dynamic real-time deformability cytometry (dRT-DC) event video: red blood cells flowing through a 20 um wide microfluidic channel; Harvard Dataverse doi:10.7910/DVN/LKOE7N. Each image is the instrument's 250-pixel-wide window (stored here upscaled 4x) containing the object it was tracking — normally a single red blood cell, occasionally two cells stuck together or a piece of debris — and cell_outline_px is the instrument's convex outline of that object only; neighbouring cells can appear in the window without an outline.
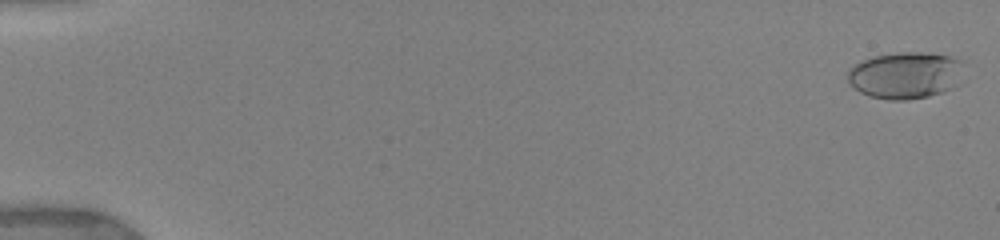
{"species": "human", "species_latin": "Homo sapiens", "temperature_condition": "warm", "stored_images_in_passage": 33, "camera_frame_rate_fps": 3000, "um_per_image_px": 0.085, "donor": {"sex": "female"}, "frame": {"image": 1, "passage_image": 3, "time_ms": 0.333, "image_size_px": [1000, 240], "cell_outline_px": [[960, 84], [956, 88], [944, 92], [928, 96], [904, 100], [888, 100], [868, 96], [860, 92], [848, 80], [848, 68], [864, 60], [876, 56], [900, 52], [924, 52], [948, 56], [960, 60]], "centroid_in_image_um": [76.97, 6.41], "position_along_channel_um": 8.0, "area_um2": 31.56}}
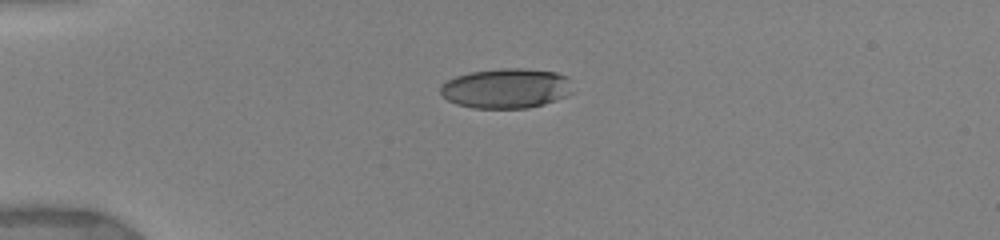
{"frame": {"image": 2, "passage_image": 24, "time_ms": 4.667, "image_size_px": [1000, 240], "cell_outline_px": [[572, 92], [564, 96], [544, 104], [528, 108], [472, 108], [456, 104], [448, 100], [440, 92], [440, 84], [456, 76], [468, 72], [500, 68], [524, 68], [556, 72], [568, 76]], "centroid_in_image_um": [43.0, 7.5], "position_along_channel_um": 42.0, "area_um2": 30.87}}